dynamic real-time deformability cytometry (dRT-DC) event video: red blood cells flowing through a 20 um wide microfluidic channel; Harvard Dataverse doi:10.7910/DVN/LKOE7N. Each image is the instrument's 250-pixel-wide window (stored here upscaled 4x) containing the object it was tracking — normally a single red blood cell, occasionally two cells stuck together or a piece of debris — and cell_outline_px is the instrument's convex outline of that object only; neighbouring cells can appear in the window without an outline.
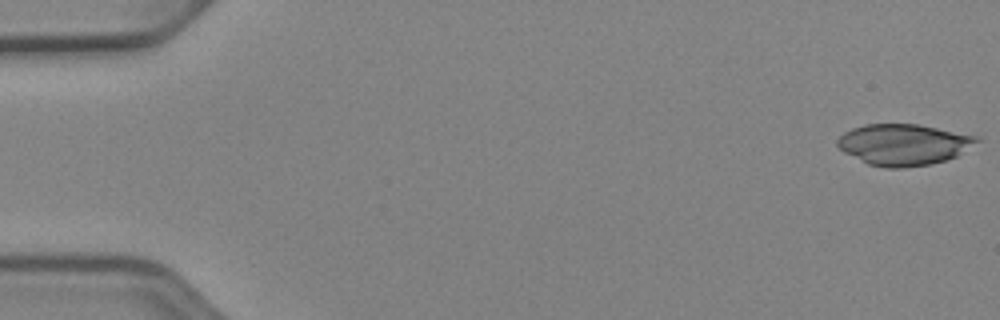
{"species": "Egyptian fruit bat (a non-hibernating species)", "species_latin": "Rousettus aegyptiacus", "temperature_condition": "cold", "stored_images_in_passage": 51, "camera_frame_rate_fps": 3000, "um_per_image_px": 0.085, "animal": {"sex": "female"}, "frame": {"image": 1, "passage_image": 1, "time_ms": 0.0, "image_size_px": [1000, 320], "cell_outline_px": [[980, 140], [956, 156], [932, 164], [904, 168], [884, 168], [868, 164], [844, 152], [836, 144], [836, 140], [844, 132], [852, 128], [864, 124], [920, 124], [980, 136]], "centroid_in_image_um": [76.8, 12.28], "position_along_channel_um": 8.2, "area_um2": 33.58}}
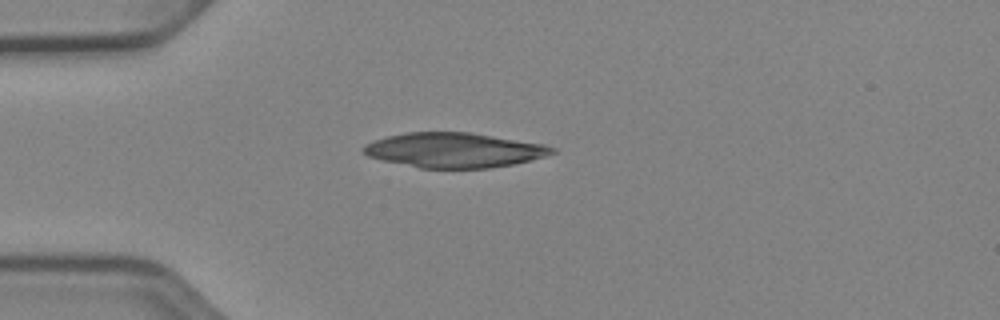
{"frame": {"image": 2, "passage_image": 14, "time_ms": 4.333, "image_size_px": [1000, 320], "cell_outline_px": [[556, 152], [544, 156], [512, 164], [488, 168], [420, 168], [384, 160], [368, 156], [364, 152], [364, 144], [388, 136], [408, 132], [468, 132], [544, 144], [556, 148]], "centroid_in_image_um": [38.61, 12.76], "position_along_channel_um": 46.4, "area_um2": 37.74}}
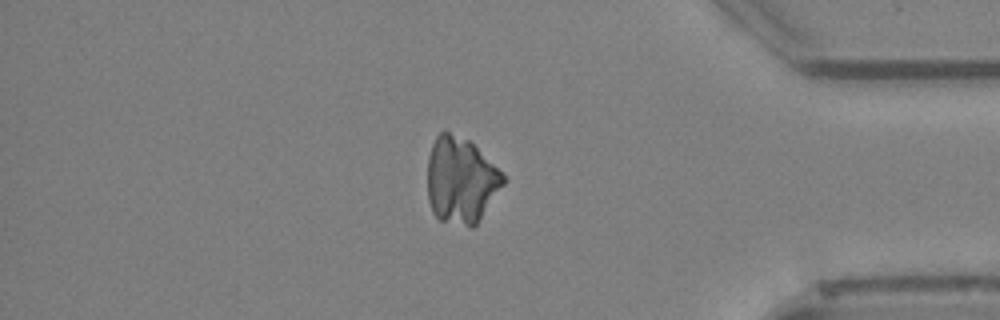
{"frame": {"image": 3, "passage_image": 44, "time_ms": 14.333, "image_size_px": [1000, 320], "cell_outline_px": [[508, 180], [476, 224], [472, 228], [468, 228], [440, 220], [432, 212], [428, 200], [428, 156], [432, 144], [436, 136], [444, 128], [468, 140]], "centroid_in_image_um": [39.15, 15.34], "position_along_channel_um": 396.0, "area_um2": 38.09}}